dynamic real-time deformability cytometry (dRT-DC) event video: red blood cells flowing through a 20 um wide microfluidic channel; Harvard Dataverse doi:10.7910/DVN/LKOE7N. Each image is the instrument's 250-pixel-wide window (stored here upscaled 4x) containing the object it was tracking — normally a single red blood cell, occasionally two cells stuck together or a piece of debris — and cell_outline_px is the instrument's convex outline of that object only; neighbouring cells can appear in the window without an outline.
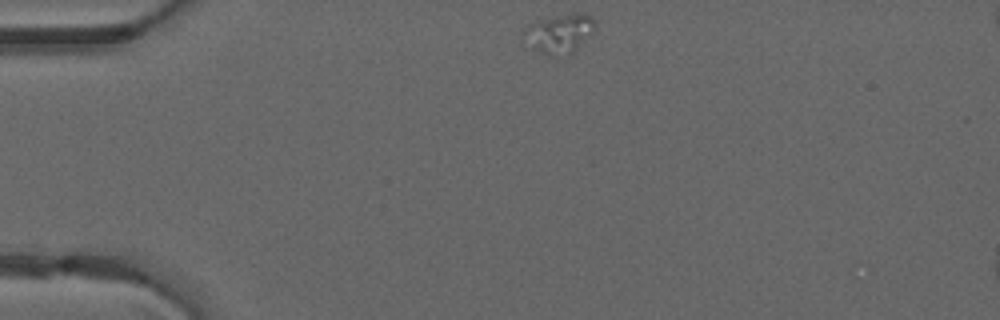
{"species": "common noctule bat (a hibernating species)", "species_latin": "Nyctalus noctula", "temperature_condition": "warm", "stored_images_in_passage": 12, "camera_frame_rate_fps": 3000, "um_per_image_px": 0.085, "animal": {"sex": "male", "forearm_length_mm": 52.5}, "frame": {"image": 1, "passage_image": 1, "time_ms": 0.0, "image_size_px": [1000, 320], "cell_outline_px": [[596, 28], [572, 52], [556, 56], [548, 56], [532, 48], [524, 32], [528, 24], [536, 20], [576, 12], [580, 12], [592, 16], [596, 20]], "centroid_in_image_um": [47.59, 2.81], "position_along_channel_um": 37.4, "area_um2": 15.95}}
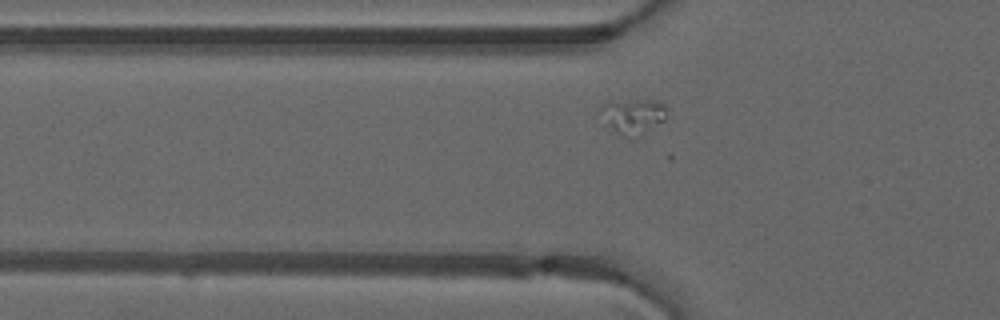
{"frame": {"image": 2, "passage_image": 7, "time_ms": 2.0, "image_size_px": [1000, 320], "cell_outline_px": [[664, 120], [640, 136], [624, 136], [616, 132], [604, 124], [596, 112], [604, 104], [612, 100], [660, 100], [664, 104]], "centroid_in_image_um": [53.71, 9.85], "position_along_channel_um": 72.1, "area_um2": 13.81}}